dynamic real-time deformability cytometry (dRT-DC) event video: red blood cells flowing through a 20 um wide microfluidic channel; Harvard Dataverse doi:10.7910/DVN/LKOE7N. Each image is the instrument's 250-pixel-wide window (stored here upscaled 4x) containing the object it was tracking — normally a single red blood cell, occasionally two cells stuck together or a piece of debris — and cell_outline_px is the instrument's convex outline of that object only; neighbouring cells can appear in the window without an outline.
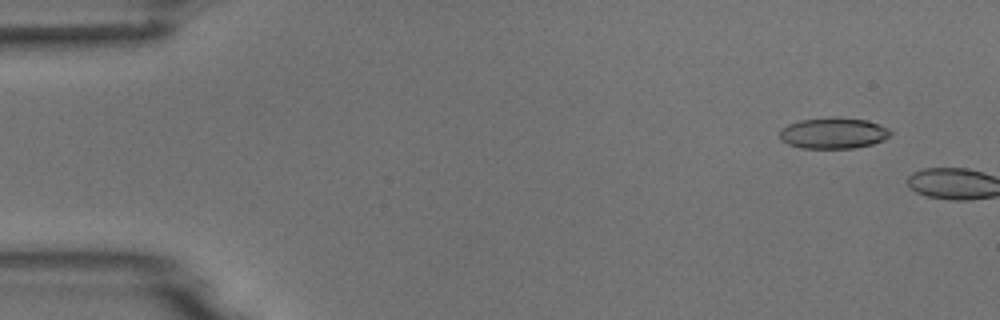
{"species": "common noctule bat (a hibernating species)", "species_latin": "Nyctalus noctula", "temperature_condition": "room temperature", "stored_images_in_passage": 3, "camera_frame_rate_fps": 3000, "um_per_image_px": 0.085, "animal": {"sex": "male", "body_mass_g": 18.8}, "frame": {"image": 1, "passage_image": 2, "time_ms": 1.0, "image_size_px": [1000, 320], "cell_outline_px": [[892, 136], [884, 140], [872, 144], [852, 148], [800, 148], [788, 144], [780, 140], [780, 128], [788, 124], [800, 120], [832, 116], [836, 116], [868, 120], [888, 128], [892, 132]], "centroid_in_image_um": [70.84, 11.3], "position_along_channel_um": 14.2, "area_um2": 20.4}}